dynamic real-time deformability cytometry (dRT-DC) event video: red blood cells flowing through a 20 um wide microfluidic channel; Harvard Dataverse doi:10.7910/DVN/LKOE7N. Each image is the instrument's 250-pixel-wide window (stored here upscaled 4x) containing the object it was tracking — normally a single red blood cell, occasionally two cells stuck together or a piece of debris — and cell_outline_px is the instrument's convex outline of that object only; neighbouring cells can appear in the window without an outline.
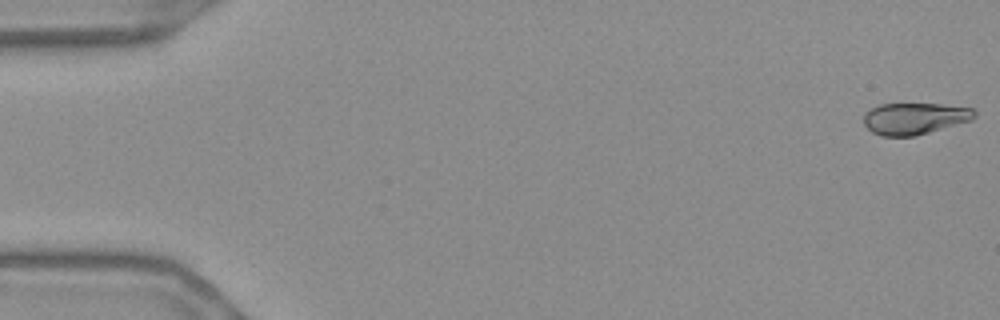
{"species": "Egyptian fruit bat (a non-hibernating species)", "species_latin": "Rousettus aegyptiacus", "temperature_condition": "warm", "stored_images_in_passage": 55, "camera_frame_rate_fps": 3000, "um_per_image_px": 0.085, "frame": {"image": 1, "passage_image": 1, "time_ms": 0.0, "image_size_px": [1000, 320], "cell_outline_px": [[976, 116], [972, 120], [916, 136], [880, 136], [872, 132], [864, 124], [864, 112], [880, 104], [940, 104], [972, 108], [976, 112]], "centroid_in_image_um": [77.74, 10.08], "position_along_channel_um": 7.3, "area_um2": 20.46}}
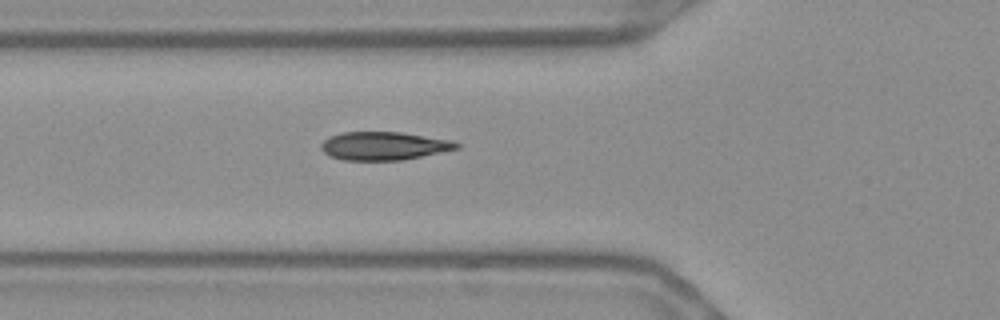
{"frame": {"image": 2, "passage_image": 20, "time_ms": 6.333, "image_size_px": [1000, 320], "cell_outline_px": [[460, 148], [400, 160], [344, 160], [328, 156], [320, 148], [320, 144], [328, 136], [340, 132], [400, 132], [452, 140], [460, 144]], "centroid_in_image_um": [32.58, 12.39], "position_along_channel_um": 93.2, "area_um2": 22.31}}
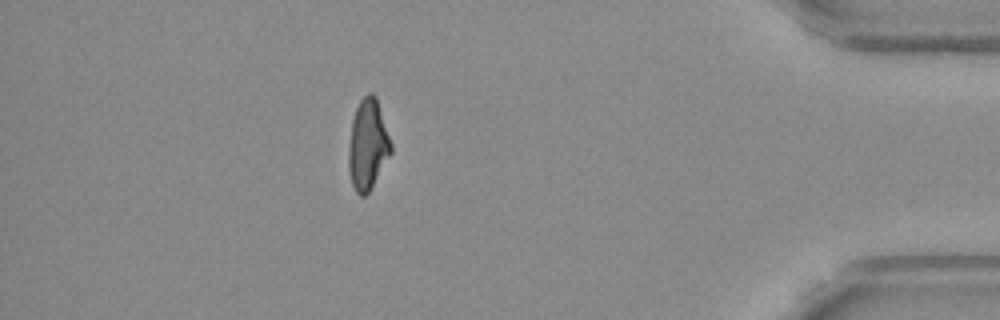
{"frame": {"image": 3, "passage_image": 49, "time_ms": 16.0, "image_size_px": [1000, 320], "cell_outline_px": [[392, 152], [368, 192], [364, 196], [360, 196], [356, 192], [352, 184], [348, 168], [348, 148], [352, 120], [356, 108], [360, 100], [368, 92], [372, 92], [376, 96], [392, 144]], "centroid_in_image_um": [31.25, 12.27], "position_along_channel_um": 403.9, "area_um2": 22.25}, "authors_computed_cell_mechanics": {"area_um2": 22.253, "velocity_mm_per_s": 3.6808, "shape_relaxation_time_tau1_ms": 6.0287, "shape_relaxation_time_tau2_ms": 0.832, "deformation_change_tau1": 0.211, "deformation_change_tau2": 0.0484}}